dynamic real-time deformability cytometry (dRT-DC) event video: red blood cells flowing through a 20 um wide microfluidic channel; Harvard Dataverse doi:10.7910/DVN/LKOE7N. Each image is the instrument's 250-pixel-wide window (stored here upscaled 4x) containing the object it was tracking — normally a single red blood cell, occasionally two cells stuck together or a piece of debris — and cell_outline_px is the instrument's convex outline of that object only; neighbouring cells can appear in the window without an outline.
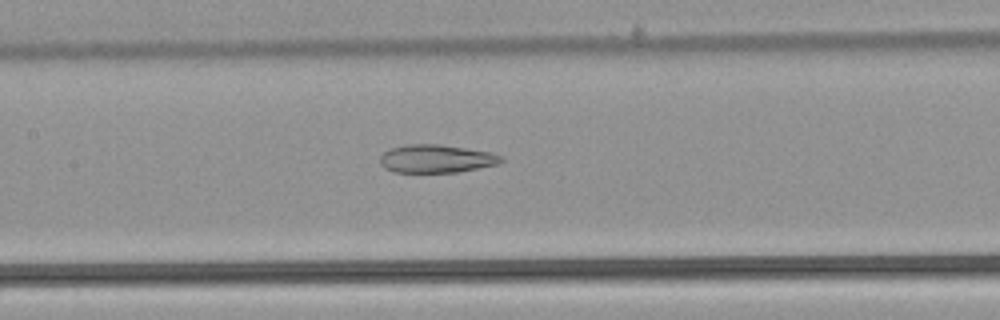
{"species": "common noctule bat (a hibernating species)", "species_latin": "Nyctalus noctula", "temperature_condition": "warm", "stored_images_in_passage": 35, "camera_frame_rate_fps": 3000, "um_per_image_px": 0.085, "animal": {"sex": "male", "body_mass_g": 21.5, "forearm_length_mm": 52.0}, "frame": {"image": 1, "passage_image": 8, "time_ms": 2.333, "image_size_px": [1000, 320], "cell_outline_px": [[504, 160], [496, 164], [460, 172], [392, 172], [384, 168], [380, 164], [380, 156], [388, 148], [408, 144], [440, 144], [492, 152], [504, 156]], "centroid_in_image_um": [37.07, 13.48], "position_along_channel_um": 170.3, "area_um2": 20.06}}
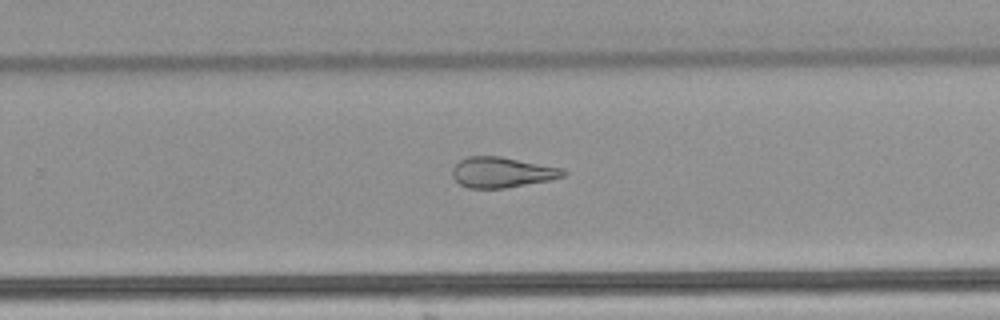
{"frame": {"image": 2, "passage_image": 17, "time_ms": 5.333, "image_size_px": [1000, 320], "cell_outline_px": [[568, 172], [564, 176], [548, 180], [504, 188], [468, 188], [460, 184], [452, 176], [452, 168], [460, 160], [468, 156], [500, 156], [564, 168]], "centroid_in_image_um": [42.67, 14.64], "position_along_channel_um": 287.1, "area_um2": 19.65}}
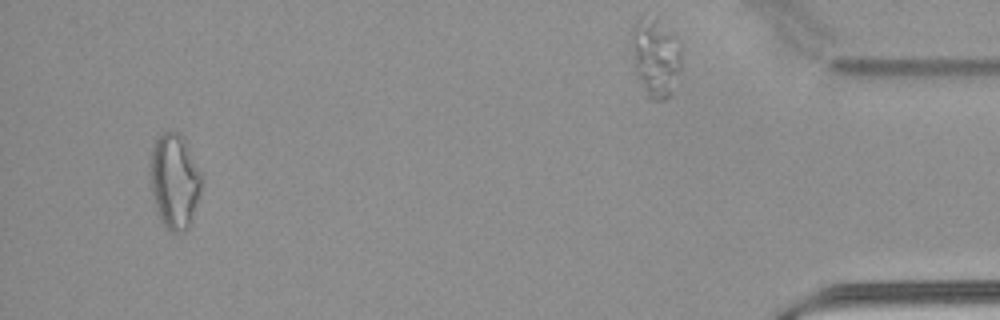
{"frame": {"image": 3, "passage_image": 33, "time_ms": 10.667, "image_size_px": [1000, 320], "cell_outline_px": [[200, 196], [188, 228], [184, 232], [172, 232], [160, 224], [156, 212], [148, 180], [148, 164], [152, 144], [160, 132], [168, 128], [180, 132], [200, 172]], "centroid_in_image_um": [14.74, 15.37], "position_along_channel_um": 420.5, "area_um2": 29.36}}